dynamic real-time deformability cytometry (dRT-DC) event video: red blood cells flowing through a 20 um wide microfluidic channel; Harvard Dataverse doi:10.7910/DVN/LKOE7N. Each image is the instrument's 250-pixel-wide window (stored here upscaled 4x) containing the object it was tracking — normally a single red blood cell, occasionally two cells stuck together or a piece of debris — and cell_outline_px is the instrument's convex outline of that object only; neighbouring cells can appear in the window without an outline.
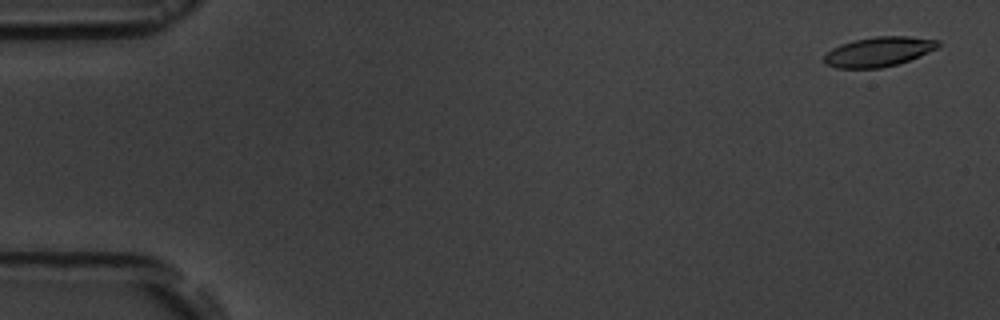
{"species": "common noctule bat (a hibernating species)", "species_latin": "Nyctalus noctula", "temperature_condition": "room temperature", "stored_images_in_passage": 5, "camera_frame_rate_fps": 3000, "um_per_image_px": 0.085, "animal": {"sex": "male", "body_mass_g": 19.5, "forearm_length_mm": 54.6}, "frame": {"image": 1, "passage_image": 1, "time_ms": 0.0, "image_size_px": [1000, 320], "cell_outline_px": [[940, 44], [936, 48], [908, 60], [896, 64], [880, 68], [836, 68], [824, 64], [824, 56], [832, 48], [840, 44], [852, 40], [876, 36], [908, 36], [940, 40]], "centroid_in_image_um": [74.64, 4.39], "position_along_channel_um": 10.4, "area_um2": 19.59}}
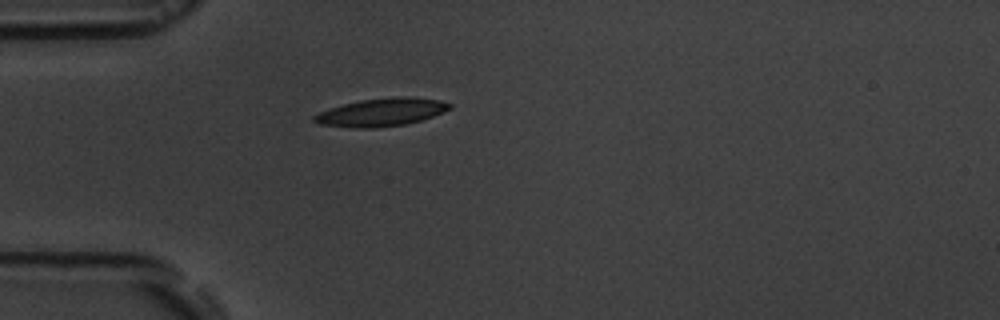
{"frame": {"image": 2, "passage_image": 5, "time_ms": 4.667, "image_size_px": [1000, 320], "cell_outline_px": [[452, 108], [444, 112], [420, 120], [404, 124], [376, 128], [352, 128], [320, 124], [312, 120], [312, 116], [320, 112], [344, 104], [360, 100], [400, 96], [412, 96], [440, 100], [452, 104]], "centroid_in_image_um": [32.44, 9.54], "position_along_channel_um": 52.6, "area_um2": 22.02}}